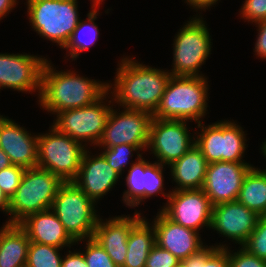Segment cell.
<instances>
[{"label": "cell", "instance_id": "cell-1", "mask_svg": "<svg viewBox=\"0 0 266 267\" xmlns=\"http://www.w3.org/2000/svg\"><path fill=\"white\" fill-rule=\"evenodd\" d=\"M124 56L118 62L114 83H108V92L118 107L155 113L171 74ZM113 91H112V90Z\"/></svg>", "mask_w": 266, "mask_h": 267}, {"label": "cell", "instance_id": "cell-2", "mask_svg": "<svg viewBox=\"0 0 266 267\" xmlns=\"http://www.w3.org/2000/svg\"><path fill=\"white\" fill-rule=\"evenodd\" d=\"M49 59L42 69L40 108L56 113L89 106L108 92V82L97 81L76 74L75 71L56 70Z\"/></svg>", "mask_w": 266, "mask_h": 267}, {"label": "cell", "instance_id": "cell-3", "mask_svg": "<svg viewBox=\"0 0 266 267\" xmlns=\"http://www.w3.org/2000/svg\"><path fill=\"white\" fill-rule=\"evenodd\" d=\"M206 76H171L153 118L184 120L199 124L208 107Z\"/></svg>", "mask_w": 266, "mask_h": 267}, {"label": "cell", "instance_id": "cell-4", "mask_svg": "<svg viewBox=\"0 0 266 267\" xmlns=\"http://www.w3.org/2000/svg\"><path fill=\"white\" fill-rule=\"evenodd\" d=\"M64 181L40 167L27 168L16 193L10 198L5 224H19L28 215L49 210Z\"/></svg>", "mask_w": 266, "mask_h": 267}, {"label": "cell", "instance_id": "cell-5", "mask_svg": "<svg viewBox=\"0 0 266 267\" xmlns=\"http://www.w3.org/2000/svg\"><path fill=\"white\" fill-rule=\"evenodd\" d=\"M78 0H26L29 23L34 31L63 49L79 20Z\"/></svg>", "mask_w": 266, "mask_h": 267}, {"label": "cell", "instance_id": "cell-6", "mask_svg": "<svg viewBox=\"0 0 266 267\" xmlns=\"http://www.w3.org/2000/svg\"><path fill=\"white\" fill-rule=\"evenodd\" d=\"M201 12L187 20L173 40V76H204L201 66L211 54V36ZM201 72V73H200Z\"/></svg>", "mask_w": 266, "mask_h": 267}, {"label": "cell", "instance_id": "cell-7", "mask_svg": "<svg viewBox=\"0 0 266 267\" xmlns=\"http://www.w3.org/2000/svg\"><path fill=\"white\" fill-rule=\"evenodd\" d=\"M91 200L73 181L64 182L53 200L51 210L75 240L92 238L99 214Z\"/></svg>", "mask_w": 266, "mask_h": 267}, {"label": "cell", "instance_id": "cell-8", "mask_svg": "<svg viewBox=\"0 0 266 267\" xmlns=\"http://www.w3.org/2000/svg\"><path fill=\"white\" fill-rule=\"evenodd\" d=\"M232 121L220 120L207 126L203 122L197 124L201 131L194 132L195 146L208 164L220 161L247 163L243 159L248 149L247 134L244 128Z\"/></svg>", "mask_w": 266, "mask_h": 267}, {"label": "cell", "instance_id": "cell-9", "mask_svg": "<svg viewBox=\"0 0 266 267\" xmlns=\"http://www.w3.org/2000/svg\"><path fill=\"white\" fill-rule=\"evenodd\" d=\"M86 149L82 143L51 126L47 133L38 134L37 167L50 171L64 182L74 181Z\"/></svg>", "mask_w": 266, "mask_h": 267}, {"label": "cell", "instance_id": "cell-10", "mask_svg": "<svg viewBox=\"0 0 266 267\" xmlns=\"http://www.w3.org/2000/svg\"><path fill=\"white\" fill-rule=\"evenodd\" d=\"M109 94L107 92L89 106L56 113L52 126L58 132L82 143L86 148H89L88 145L96 146L106 126L111 108L115 106ZM107 97L111 100L106 99Z\"/></svg>", "mask_w": 266, "mask_h": 267}, {"label": "cell", "instance_id": "cell-11", "mask_svg": "<svg viewBox=\"0 0 266 267\" xmlns=\"http://www.w3.org/2000/svg\"><path fill=\"white\" fill-rule=\"evenodd\" d=\"M152 119L153 115L146 111L126 108L120 111L119 107L115 110L112 106L96 147L111 148L130 144L137 146L141 151H147Z\"/></svg>", "mask_w": 266, "mask_h": 267}, {"label": "cell", "instance_id": "cell-12", "mask_svg": "<svg viewBox=\"0 0 266 267\" xmlns=\"http://www.w3.org/2000/svg\"><path fill=\"white\" fill-rule=\"evenodd\" d=\"M187 122L152 119L147 150L151 151L154 158L156 157V162L169 166L195 145L194 133L192 136L190 135V127Z\"/></svg>", "mask_w": 266, "mask_h": 267}, {"label": "cell", "instance_id": "cell-13", "mask_svg": "<svg viewBox=\"0 0 266 267\" xmlns=\"http://www.w3.org/2000/svg\"><path fill=\"white\" fill-rule=\"evenodd\" d=\"M159 209L173 222L199 232L209 228L212 204L202 189L174 190Z\"/></svg>", "mask_w": 266, "mask_h": 267}, {"label": "cell", "instance_id": "cell-14", "mask_svg": "<svg viewBox=\"0 0 266 267\" xmlns=\"http://www.w3.org/2000/svg\"><path fill=\"white\" fill-rule=\"evenodd\" d=\"M47 59L27 53H0V89L38 92L39 98L42 69Z\"/></svg>", "mask_w": 266, "mask_h": 267}, {"label": "cell", "instance_id": "cell-15", "mask_svg": "<svg viewBox=\"0 0 266 267\" xmlns=\"http://www.w3.org/2000/svg\"><path fill=\"white\" fill-rule=\"evenodd\" d=\"M128 169L125 177L128 189L124 190L122 197L126 207H138L142 202L144 204V200L156 194H162L168 199L172 191L164 192L165 165L156 161L151 163L143 156H137Z\"/></svg>", "mask_w": 266, "mask_h": 267}, {"label": "cell", "instance_id": "cell-16", "mask_svg": "<svg viewBox=\"0 0 266 267\" xmlns=\"http://www.w3.org/2000/svg\"><path fill=\"white\" fill-rule=\"evenodd\" d=\"M252 167L249 163L225 161L208 164L202 190L212 206L236 201L243 179Z\"/></svg>", "mask_w": 266, "mask_h": 267}, {"label": "cell", "instance_id": "cell-17", "mask_svg": "<svg viewBox=\"0 0 266 267\" xmlns=\"http://www.w3.org/2000/svg\"><path fill=\"white\" fill-rule=\"evenodd\" d=\"M260 216L242 203L230 201L212 207L210 229L242 246L256 228Z\"/></svg>", "mask_w": 266, "mask_h": 267}, {"label": "cell", "instance_id": "cell-18", "mask_svg": "<svg viewBox=\"0 0 266 267\" xmlns=\"http://www.w3.org/2000/svg\"><path fill=\"white\" fill-rule=\"evenodd\" d=\"M89 151L90 148L85 150L78 176L73 182L97 204L113 190L122 176L112 169L101 153L92 156Z\"/></svg>", "mask_w": 266, "mask_h": 267}, {"label": "cell", "instance_id": "cell-19", "mask_svg": "<svg viewBox=\"0 0 266 267\" xmlns=\"http://www.w3.org/2000/svg\"><path fill=\"white\" fill-rule=\"evenodd\" d=\"M156 215L152 221L156 244L171 252L180 261L198 253L206 246L201 239L200 232L173 222L160 210Z\"/></svg>", "mask_w": 266, "mask_h": 267}, {"label": "cell", "instance_id": "cell-20", "mask_svg": "<svg viewBox=\"0 0 266 267\" xmlns=\"http://www.w3.org/2000/svg\"><path fill=\"white\" fill-rule=\"evenodd\" d=\"M0 148L11 163L27 168L37 167L38 135L27 131L14 120L0 114Z\"/></svg>", "mask_w": 266, "mask_h": 267}, {"label": "cell", "instance_id": "cell-21", "mask_svg": "<svg viewBox=\"0 0 266 267\" xmlns=\"http://www.w3.org/2000/svg\"><path fill=\"white\" fill-rule=\"evenodd\" d=\"M137 210L133 216L118 215L108 219L99 217L94 229L93 239L96 240L110 256L112 261L123 267L127 255V239L132 226L143 216Z\"/></svg>", "mask_w": 266, "mask_h": 267}, {"label": "cell", "instance_id": "cell-22", "mask_svg": "<svg viewBox=\"0 0 266 267\" xmlns=\"http://www.w3.org/2000/svg\"><path fill=\"white\" fill-rule=\"evenodd\" d=\"M18 225L27 233L30 242L69 249L76 245L51 209L30 214Z\"/></svg>", "mask_w": 266, "mask_h": 267}, {"label": "cell", "instance_id": "cell-23", "mask_svg": "<svg viewBox=\"0 0 266 267\" xmlns=\"http://www.w3.org/2000/svg\"><path fill=\"white\" fill-rule=\"evenodd\" d=\"M207 166V160L194 145L180 159L167 166L170 169L172 181L177 185L172 191L202 189Z\"/></svg>", "mask_w": 266, "mask_h": 267}, {"label": "cell", "instance_id": "cell-24", "mask_svg": "<svg viewBox=\"0 0 266 267\" xmlns=\"http://www.w3.org/2000/svg\"><path fill=\"white\" fill-rule=\"evenodd\" d=\"M30 240L18 224L0 229V267H25Z\"/></svg>", "mask_w": 266, "mask_h": 267}, {"label": "cell", "instance_id": "cell-25", "mask_svg": "<svg viewBox=\"0 0 266 267\" xmlns=\"http://www.w3.org/2000/svg\"><path fill=\"white\" fill-rule=\"evenodd\" d=\"M155 244L154 226L148 222V218L142 216L130 230L123 267H145L149 252Z\"/></svg>", "mask_w": 266, "mask_h": 267}, {"label": "cell", "instance_id": "cell-26", "mask_svg": "<svg viewBox=\"0 0 266 267\" xmlns=\"http://www.w3.org/2000/svg\"><path fill=\"white\" fill-rule=\"evenodd\" d=\"M237 201L266 217V169L253 165L243 179Z\"/></svg>", "mask_w": 266, "mask_h": 267}, {"label": "cell", "instance_id": "cell-27", "mask_svg": "<svg viewBox=\"0 0 266 267\" xmlns=\"http://www.w3.org/2000/svg\"><path fill=\"white\" fill-rule=\"evenodd\" d=\"M98 14L99 10L91 9L86 16V20L80 19L69 42L63 48L67 51L66 57L68 56L72 61L79 58L80 53L95 45L99 37L98 25L95 23Z\"/></svg>", "mask_w": 266, "mask_h": 267}, {"label": "cell", "instance_id": "cell-28", "mask_svg": "<svg viewBox=\"0 0 266 267\" xmlns=\"http://www.w3.org/2000/svg\"><path fill=\"white\" fill-rule=\"evenodd\" d=\"M186 267H230L227 245L216 243L206 245L198 253H195L182 261Z\"/></svg>", "mask_w": 266, "mask_h": 267}, {"label": "cell", "instance_id": "cell-29", "mask_svg": "<svg viewBox=\"0 0 266 267\" xmlns=\"http://www.w3.org/2000/svg\"><path fill=\"white\" fill-rule=\"evenodd\" d=\"M62 250L52 245L30 242L25 267H61Z\"/></svg>", "mask_w": 266, "mask_h": 267}, {"label": "cell", "instance_id": "cell-30", "mask_svg": "<svg viewBox=\"0 0 266 267\" xmlns=\"http://www.w3.org/2000/svg\"><path fill=\"white\" fill-rule=\"evenodd\" d=\"M100 152L108 164L112 167L113 170L118 172L121 176L124 173V169L128 167L129 159L134 156V152H136L137 156H142L143 153H140V149L137 146L130 144H122L116 145L111 148H103Z\"/></svg>", "mask_w": 266, "mask_h": 267}, {"label": "cell", "instance_id": "cell-31", "mask_svg": "<svg viewBox=\"0 0 266 267\" xmlns=\"http://www.w3.org/2000/svg\"><path fill=\"white\" fill-rule=\"evenodd\" d=\"M82 241H86V249L81 252L87 262V267H118L96 240L93 238L82 239L76 241V244L78 245L79 242L81 243Z\"/></svg>", "mask_w": 266, "mask_h": 267}, {"label": "cell", "instance_id": "cell-32", "mask_svg": "<svg viewBox=\"0 0 266 267\" xmlns=\"http://www.w3.org/2000/svg\"><path fill=\"white\" fill-rule=\"evenodd\" d=\"M249 253L266 260V217H260L256 228L242 245Z\"/></svg>", "mask_w": 266, "mask_h": 267}, {"label": "cell", "instance_id": "cell-33", "mask_svg": "<svg viewBox=\"0 0 266 267\" xmlns=\"http://www.w3.org/2000/svg\"><path fill=\"white\" fill-rule=\"evenodd\" d=\"M24 172L25 168L13 164L0 171V188L9 199L16 193Z\"/></svg>", "mask_w": 266, "mask_h": 267}, {"label": "cell", "instance_id": "cell-34", "mask_svg": "<svg viewBox=\"0 0 266 267\" xmlns=\"http://www.w3.org/2000/svg\"><path fill=\"white\" fill-rule=\"evenodd\" d=\"M227 246L230 267H266V260L260 259L239 246L238 251H231Z\"/></svg>", "mask_w": 266, "mask_h": 267}, {"label": "cell", "instance_id": "cell-35", "mask_svg": "<svg viewBox=\"0 0 266 267\" xmlns=\"http://www.w3.org/2000/svg\"><path fill=\"white\" fill-rule=\"evenodd\" d=\"M239 15L248 23L266 19V0H245L239 9Z\"/></svg>", "mask_w": 266, "mask_h": 267}, {"label": "cell", "instance_id": "cell-36", "mask_svg": "<svg viewBox=\"0 0 266 267\" xmlns=\"http://www.w3.org/2000/svg\"><path fill=\"white\" fill-rule=\"evenodd\" d=\"M179 262L171 252L155 244L149 252L145 267H175Z\"/></svg>", "mask_w": 266, "mask_h": 267}, {"label": "cell", "instance_id": "cell-37", "mask_svg": "<svg viewBox=\"0 0 266 267\" xmlns=\"http://www.w3.org/2000/svg\"><path fill=\"white\" fill-rule=\"evenodd\" d=\"M257 29V39L255 42V48L253 49L255 52V56L257 58L265 59L266 60V19L258 21L254 23Z\"/></svg>", "mask_w": 266, "mask_h": 267}, {"label": "cell", "instance_id": "cell-38", "mask_svg": "<svg viewBox=\"0 0 266 267\" xmlns=\"http://www.w3.org/2000/svg\"><path fill=\"white\" fill-rule=\"evenodd\" d=\"M62 258L61 267H87V262L81 250H69Z\"/></svg>", "mask_w": 266, "mask_h": 267}, {"label": "cell", "instance_id": "cell-39", "mask_svg": "<svg viewBox=\"0 0 266 267\" xmlns=\"http://www.w3.org/2000/svg\"><path fill=\"white\" fill-rule=\"evenodd\" d=\"M220 0H184V2L187 3V5H189V7H191L192 9L196 10L198 12L199 11H204L208 8L210 9V7L214 6L215 4H217V2Z\"/></svg>", "mask_w": 266, "mask_h": 267}, {"label": "cell", "instance_id": "cell-40", "mask_svg": "<svg viewBox=\"0 0 266 267\" xmlns=\"http://www.w3.org/2000/svg\"><path fill=\"white\" fill-rule=\"evenodd\" d=\"M18 3V0H0V20L11 13Z\"/></svg>", "mask_w": 266, "mask_h": 267}, {"label": "cell", "instance_id": "cell-41", "mask_svg": "<svg viewBox=\"0 0 266 267\" xmlns=\"http://www.w3.org/2000/svg\"><path fill=\"white\" fill-rule=\"evenodd\" d=\"M9 203L10 199L6 196V194L0 188V211L5 212L9 216Z\"/></svg>", "mask_w": 266, "mask_h": 267}, {"label": "cell", "instance_id": "cell-42", "mask_svg": "<svg viewBox=\"0 0 266 267\" xmlns=\"http://www.w3.org/2000/svg\"><path fill=\"white\" fill-rule=\"evenodd\" d=\"M12 165L8 155L0 148V171Z\"/></svg>", "mask_w": 266, "mask_h": 267}, {"label": "cell", "instance_id": "cell-43", "mask_svg": "<svg viewBox=\"0 0 266 267\" xmlns=\"http://www.w3.org/2000/svg\"><path fill=\"white\" fill-rule=\"evenodd\" d=\"M90 1H92L91 9L98 10L99 6L102 4L104 0H90Z\"/></svg>", "mask_w": 266, "mask_h": 267}, {"label": "cell", "instance_id": "cell-44", "mask_svg": "<svg viewBox=\"0 0 266 267\" xmlns=\"http://www.w3.org/2000/svg\"><path fill=\"white\" fill-rule=\"evenodd\" d=\"M261 154H263V157L266 158V140L264 142H262V145H261Z\"/></svg>", "mask_w": 266, "mask_h": 267}, {"label": "cell", "instance_id": "cell-45", "mask_svg": "<svg viewBox=\"0 0 266 267\" xmlns=\"http://www.w3.org/2000/svg\"><path fill=\"white\" fill-rule=\"evenodd\" d=\"M175 267H186L182 261H180Z\"/></svg>", "mask_w": 266, "mask_h": 267}]
</instances>
